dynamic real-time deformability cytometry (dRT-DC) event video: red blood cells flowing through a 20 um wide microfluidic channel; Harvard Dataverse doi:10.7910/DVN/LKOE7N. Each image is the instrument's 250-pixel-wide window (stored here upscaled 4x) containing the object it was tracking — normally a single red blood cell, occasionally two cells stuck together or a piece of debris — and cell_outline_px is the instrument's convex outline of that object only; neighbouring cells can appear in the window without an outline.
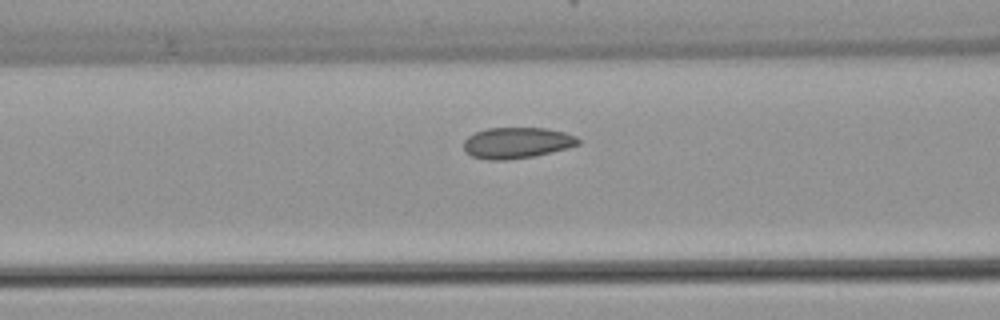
{"species": "common noctule bat (a hibernating species)", "species_latin": "Nyctalus noctula", "temperature_condition": "warm", "stored_images_in_passage": 5, "camera_frame_rate_fps": 3000, "um_per_image_px": 0.085, "animal": {"sex": "female", "body_mass_g": 22.7, "forearm_length_mm": 54.2}, "frame": {"image": 1, "passage_image": 5, "time_ms": 5.0, "image_size_px": [1000, 320], "cell_outline_px": [[580, 144], [568, 148], [536, 156], [508, 160], [488, 160], [472, 156], [464, 148], [464, 140], [468, 136], [476, 132], [488, 128], [544, 128], [564, 132], [576, 136], [580, 140]], "centroid_in_image_um": [43.96, 12.15], "position_along_channel_um": 122.6, "area_um2": 20.75}}